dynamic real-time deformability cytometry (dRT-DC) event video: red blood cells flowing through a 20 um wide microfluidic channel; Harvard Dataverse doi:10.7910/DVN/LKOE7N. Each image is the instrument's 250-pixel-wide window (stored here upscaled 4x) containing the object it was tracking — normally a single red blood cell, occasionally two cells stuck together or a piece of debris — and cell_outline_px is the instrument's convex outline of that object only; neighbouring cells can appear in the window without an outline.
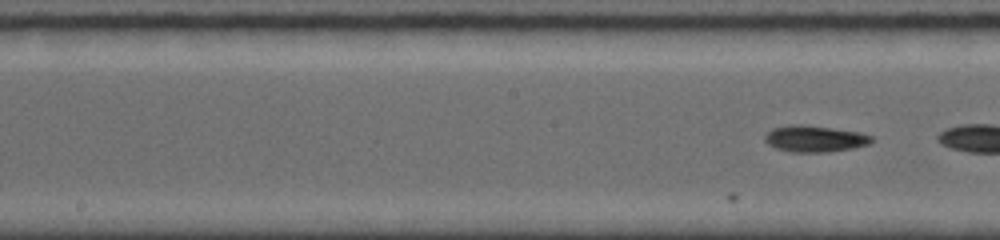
{"species": "common noctule bat (a hibernating species)", "species_latin": "Nyctalus noctula", "temperature_condition": "room temperature", "stored_images_in_passage": 14, "camera_frame_rate_fps": 5000, "um_per_image_px": 0.085, "animal": {"sex": "female", "body_mass_g": 19.0, "forearm_length_mm": 56.7}, "frame": {"image": 1, "passage_image": 14, "time_ms": 3.6, "image_size_px": [1000, 240], "cell_outline_px": [[876, 140], [868, 144], [852, 148], [828, 152], [792, 152], [776, 148], [768, 144], [764, 140], [764, 132], [772, 128], [788, 124], [800, 124], [832, 128], [860, 132], [872, 136]], "centroid_in_image_um": [69.22, 11.78], "position_along_channel_um": 179.0, "area_um2": 16.65}}